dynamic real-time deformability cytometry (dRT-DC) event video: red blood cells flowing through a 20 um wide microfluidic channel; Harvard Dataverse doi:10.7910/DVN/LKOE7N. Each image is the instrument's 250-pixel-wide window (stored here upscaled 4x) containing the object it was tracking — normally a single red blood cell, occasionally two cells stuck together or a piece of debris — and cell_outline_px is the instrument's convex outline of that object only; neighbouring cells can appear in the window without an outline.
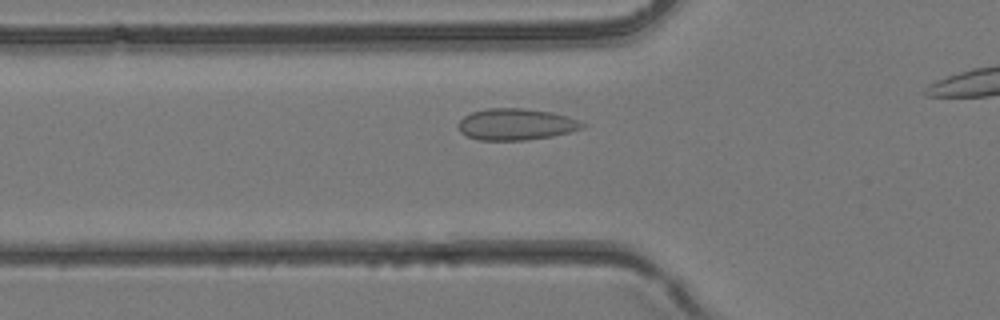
{"species": "common noctule bat (a hibernating species)", "species_latin": "Nyctalus noctula", "temperature_condition": "room temperature", "stored_images_in_passage": 27, "camera_frame_rate_fps": 3000, "um_per_image_px": 0.085, "animal": {"sex": "female", "body_mass_g": 24.6, "forearm_length_mm": 56.2}, "frame": {"image": 1, "passage_image": 8, "time_ms": 2.333, "image_size_px": [1000, 320], "cell_outline_px": [[588, 124], [584, 128], [552, 136], [524, 140], [480, 140], [468, 136], [460, 132], [456, 124], [464, 116], [472, 112], [488, 108], [524, 108], [552, 112], [568, 116]], "centroid_in_image_um": [43.87, 10.56], "position_along_channel_um": 81.9, "area_um2": 22.89}}
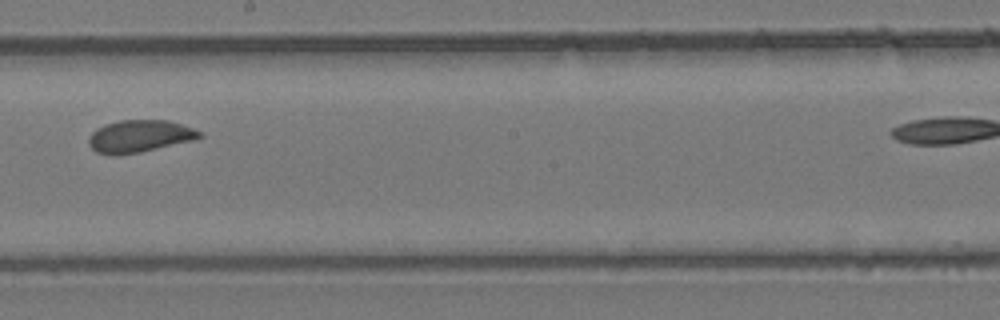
{"frame": {"image": 2, "passage_image": 17, "time_ms": 5.333, "image_size_px": [1000, 320], "cell_outline_px": [[204, 136], [196, 140], [140, 152], [116, 156], [112, 156], [96, 152], [88, 144], [88, 140], [92, 132], [96, 128], [104, 124], [120, 120], [168, 120], [192, 128], [200, 132]], "centroid_in_image_um": [11.84, 11.59], "position_along_channel_um": 236.4, "area_um2": 21.04}}
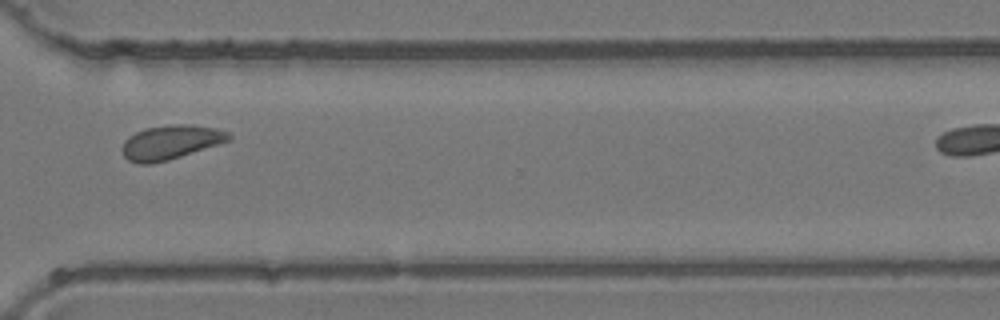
{"frame": {"image": 3, "passage_image": 24, "time_ms": 7.667, "image_size_px": [1000, 320], "cell_outline_px": [[232, 140], [220, 144], [168, 160], [152, 164], [136, 164], [128, 160], [124, 156], [120, 148], [124, 140], [128, 136], [144, 128], [176, 124], [188, 124], [216, 128], [228, 132], [232, 136]], "centroid_in_image_um": [14.49, 12.1], "position_along_channel_um": 356.1, "area_um2": 21.5}}